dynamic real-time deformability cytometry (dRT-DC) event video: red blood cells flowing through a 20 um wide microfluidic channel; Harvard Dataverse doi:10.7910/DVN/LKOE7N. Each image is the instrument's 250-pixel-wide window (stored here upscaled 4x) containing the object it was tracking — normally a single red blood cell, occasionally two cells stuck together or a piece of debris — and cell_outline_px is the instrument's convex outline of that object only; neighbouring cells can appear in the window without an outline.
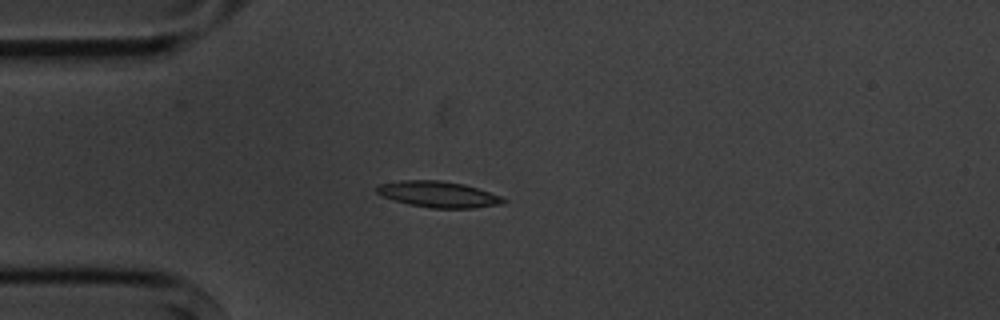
{"species": "common noctule bat (a hibernating species)", "species_latin": "Nyctalus noctula", "temperature_condition": "cold", "stored_images_in_passage": 7, "camera_frame_rate_fps": 3000, "um_per_image_px": 0.085, "animal": {"sex": "male", "body_mass_g": 20.1, "forearm_length_mm": 53.5}, "frame": {"image": 1, "passage_image": 4, "time_ms": 3.667, "image_size_px": [1000, 320], "cell_outline_px": [[508, 200], [504, 204], [472, 208], [432, 208], [408, 204], [384, 196], [376, 192], [376, 188], [380, 184], [400, 180], [440, 180], [464, 184], [500, 196]], "centroid_in_image_um": [37.28, 16.52], "position_along_channel_um": 47.7, "area_um2": 19.07}}
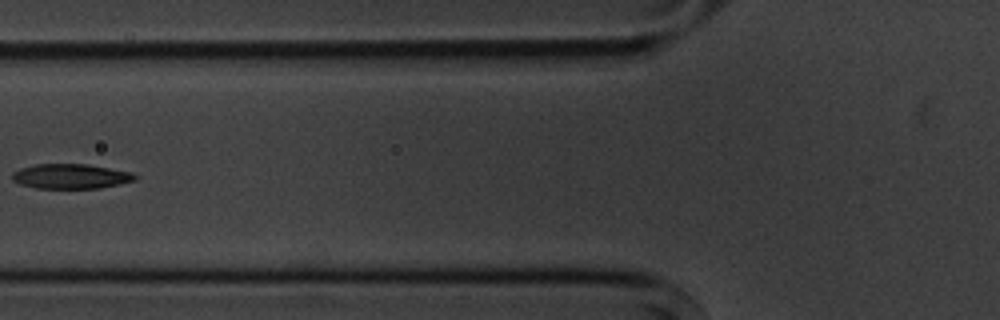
{"frame": {"image": 2, "passage_image": 6, "time_ms": 6.0, "image_size_px": [1000, 320], "cell_outline_px": [[136, 180], [120, 184], [100, 188], [36, 188], [20, 184], [12, 180], [12, 172], [20, 168], [36, 164], [88, 164], [132, 172], [136, 176]], "centroid_in_image_um": [6.01, 14.98], "position_along_channel_um": 119.8, "area_um2": 17.8}}
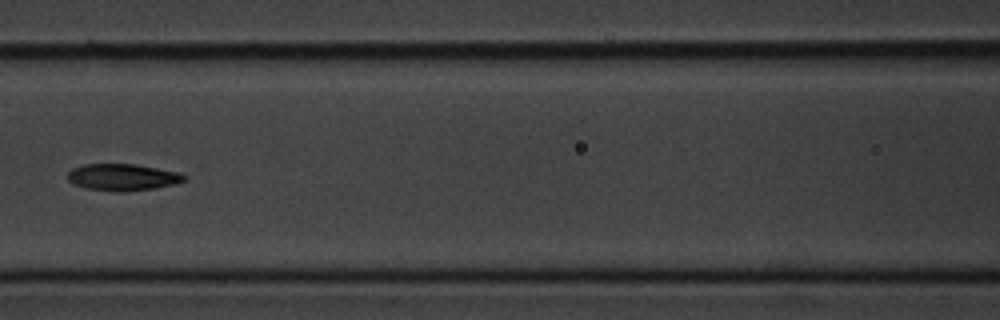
{"frame": {"image": 3, "passage_image": 7, "time_ms": 7.0, "image_size_px": [1000, 320], "cell_outline_px": [[188, 180], [172, 184], [152, 188], [120, 192], [116, 192], [84, 188], [72, 184], [68, 180], [68, 172], [72, 168], [84, 164], [136, 164], [180, 172], [188, 176]], "centroid_in_image_um": [10.42, 15.06], "position_along_channel_um": 156.2, "area_um2": 18.32}}